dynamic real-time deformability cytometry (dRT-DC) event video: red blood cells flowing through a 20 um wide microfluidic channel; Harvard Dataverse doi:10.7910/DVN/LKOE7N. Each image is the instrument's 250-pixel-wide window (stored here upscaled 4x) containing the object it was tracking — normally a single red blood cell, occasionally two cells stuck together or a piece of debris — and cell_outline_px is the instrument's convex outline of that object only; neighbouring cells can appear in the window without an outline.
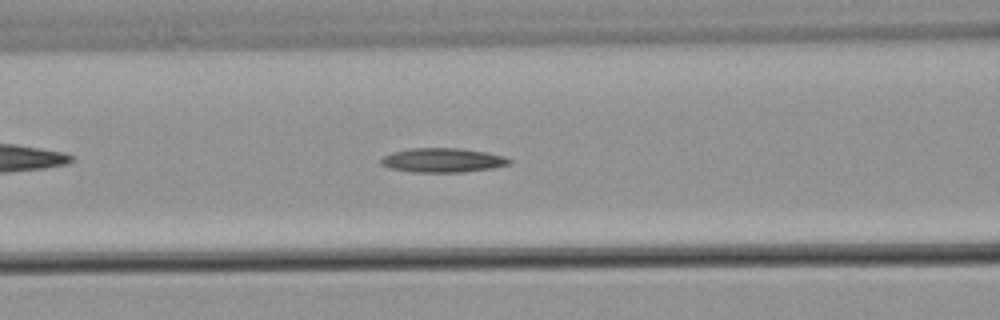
{"species": "common noctule bat (a hibernating species)", "species_latin": "Nyctalus noctula", "temperature_condition": "warm", "stored_images_in_passage": 44, "camera_frame_rate_fps": 3000, "um_per_image_px": 0.085, "animal": {"sex": "male", "body_mass_g": 21.5, "forearm_length_mm": 52.0}, "frame": {"image": 1, "passage_image": 13, "time_ms": 4.0, "image_size_px": [1000, 320], "cell_outline_px": [[512, 164], [492, 168], [464, 172], [412, 172], [388, 168], [380, 164], [380, 160], [384, 156], [392, 152], [408, 148], [460, 148], [488, 152], [504, 156], [512, 160]], "centroid_in_image_um": [37.63, 13.61], "position_along_channel_um": 129.0, "area_um2": 18.38}}